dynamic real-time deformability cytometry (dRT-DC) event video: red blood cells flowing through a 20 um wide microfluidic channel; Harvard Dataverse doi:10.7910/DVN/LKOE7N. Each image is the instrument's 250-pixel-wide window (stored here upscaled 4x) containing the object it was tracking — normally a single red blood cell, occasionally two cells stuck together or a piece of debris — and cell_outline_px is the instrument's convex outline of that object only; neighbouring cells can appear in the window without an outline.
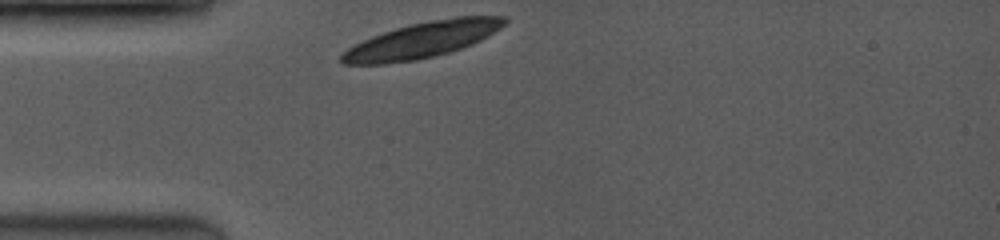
{"species": "common noctule bat (a hibernating species)", "species_latin": "Nyctalus noctula", "temperature_condition": "room temperature", "stored_images_in_passage": 1, "camera_frame_rate_fps": 3500, "um_per_image_px": 0.085, "animal": {"sex": "female", "body_mass_g": 19.0, "forearm_length_mm": 53.3}, "frame": {"image": 1, "passage_image": 1, "time_ms": 0.0, "image_size_px": [1000, 240], "cell_outline_px": [[508, 20], [500, 28], [480, 40], [472, 44], [448, 52], [416, 60], [384, 64], [344, 64], [340, 60], [340, 56], [348, 48], [372, 36], [396, 28], [412, 24], [432, 20], [456, 16], [508, 16]], "centroid_in_image_um": [35.9, 3.39], "position_along_channel_um": 49.1, "area_um2": 33.47}}